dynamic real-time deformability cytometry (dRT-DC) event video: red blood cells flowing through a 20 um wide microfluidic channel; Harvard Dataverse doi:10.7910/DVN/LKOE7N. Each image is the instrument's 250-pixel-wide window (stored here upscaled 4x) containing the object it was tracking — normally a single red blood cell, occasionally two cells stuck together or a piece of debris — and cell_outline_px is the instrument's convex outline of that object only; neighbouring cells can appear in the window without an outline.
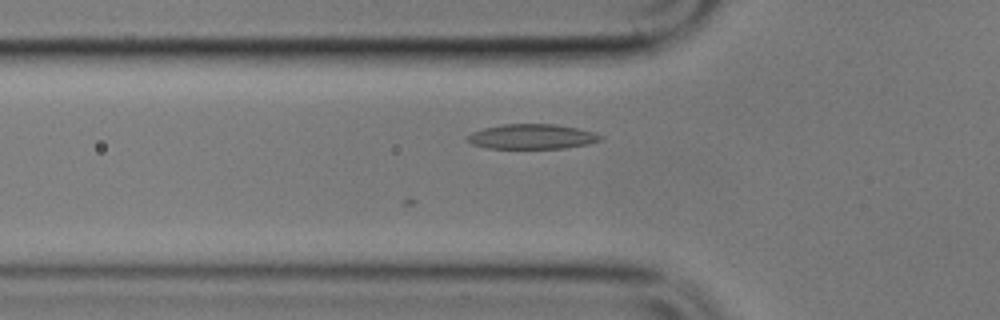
{"species": "common noctule bat (a hibernating species)", "species_latin": "Nyctalus noctula", "temperature_condition": "cold", "stored_images_in_passage": 6, "camera_frame_rate_fps": 3000, "um_per_image_px": 0.085, "animal": {"sex": "male", "body_mass_g": 17.9}, "frame": {"image": 1, "passage_image": 6, "time_ms": 5.667, "image_size_px": [1000, 320], "cell_outline_px": [[604, 140], [588, 144], [564, 148], [488, 148], [472, 144], [468, 140], [468, 136], [472, 132], [484, 128], [504, 124], [556, 124], [596, 132], [604, 136]], "centroid_in_image_um": [45.29, 11.61], "position_along_channel_um": 80.5, "area_um2": 19.31}}